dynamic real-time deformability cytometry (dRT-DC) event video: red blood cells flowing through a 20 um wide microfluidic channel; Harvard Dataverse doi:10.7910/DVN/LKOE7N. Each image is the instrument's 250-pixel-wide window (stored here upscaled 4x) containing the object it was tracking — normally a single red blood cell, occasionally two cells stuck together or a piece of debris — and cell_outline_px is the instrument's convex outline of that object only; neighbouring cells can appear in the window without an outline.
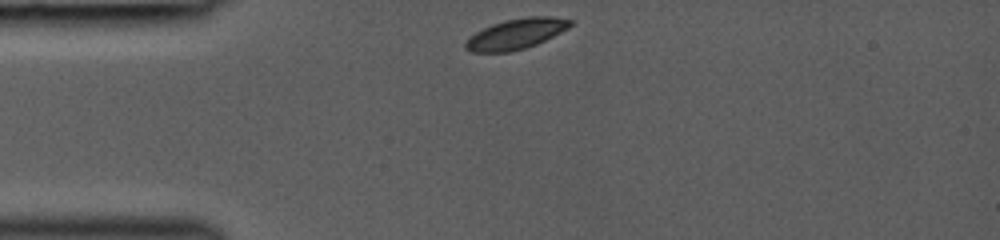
{"species": "common noctule bat (a hibernating species)", "species_latin": "Nyctalus noctula", "temperature_condition": "room temperature", "stored_images_in_passage": 30, "camera_frame_rate_fps": 3000, "um_per_image_px": 0.085, "animal": {"sex": "female", "body_mass_g": 19.0, "forearm_length_mm": 53.3}, "frame": {"image": 1, "passage_image": 1, "time_ms": 0.0, "image_size_px": [1000, 240], "cell_outline_px": [[572, 24], [568, 28], [536, 44], [524, 48], [508, 52], [472, 52], [464, 48], [464, 44], [476, 32], [492, 24], [504, 20], [528, 16], [552, 16], [572, 20]], "centroid_in_image_um": [43.87, 2.87], "position_along_channel_um": 41.1, "area_um2": 18.32}}
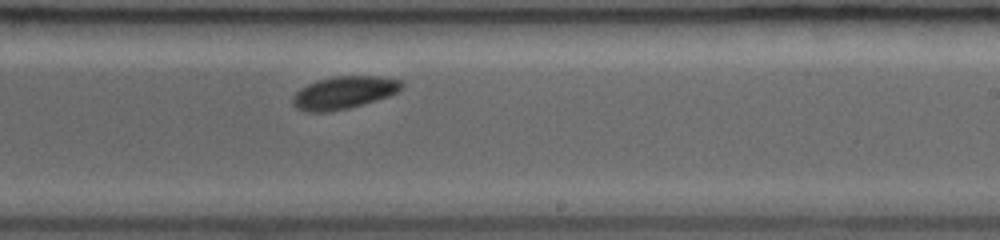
{"frame": {"image": 2, "passage_image": 18, "time_ms": 5.667, "image_size_px": [1000, 240], "cell_outline_px": [[404, 88], [388, 96], [364, 104], [332, 112], [308, 112], [296, 108], [292, 104], [292, 96], [300, 88], [316, 80], [332, 76], [376, 76], [400, 80], [404, 84]], "centroid_in_image_um": [29.2, 7.87], "position_along_channel_um": 259.8, "area_um2": 20.87}}
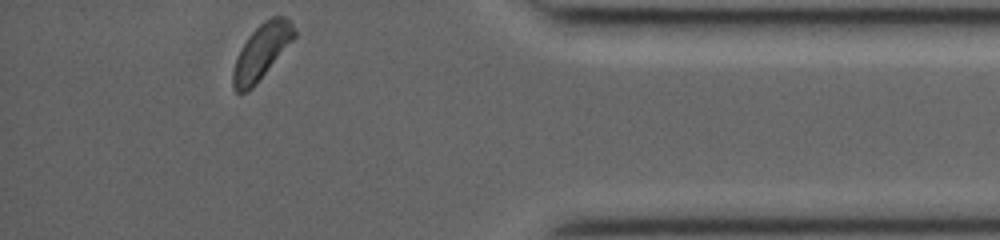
{"frame": {"image": 3, "passage_image": 30, "time_ms": 9.667, "image_size_px": [1000, 240], "cell_outline_px": [[296, 36], [256, 84], [248, 92], [236, 92], [232, 88], [232, 72], [236, 60], [248, 36], [264, 20], [272, 16], [288, 16], [292, 20], [296, 28]], "centroid_in_image_um": [22.26, 4.37], "position_along_channel_um": 412.9, "area_um2": 19.59}}